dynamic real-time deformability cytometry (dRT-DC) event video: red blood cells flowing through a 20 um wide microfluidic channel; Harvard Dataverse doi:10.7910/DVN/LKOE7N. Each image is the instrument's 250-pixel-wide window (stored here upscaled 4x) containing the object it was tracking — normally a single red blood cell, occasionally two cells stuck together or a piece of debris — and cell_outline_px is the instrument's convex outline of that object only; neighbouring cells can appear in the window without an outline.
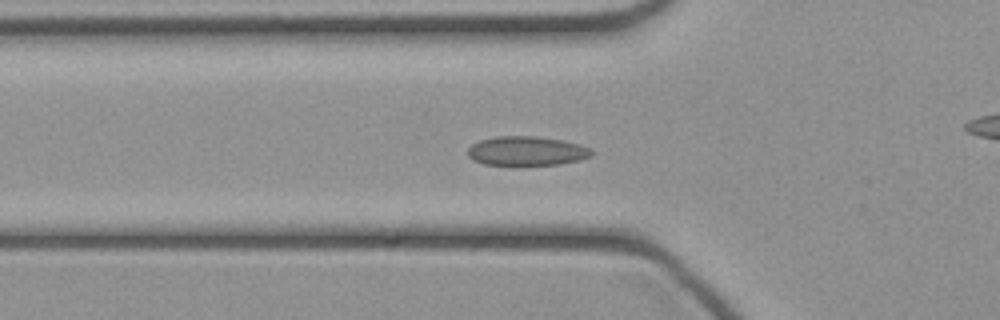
{"species": "common noctule bat (a hibernating species)", "species_latin": "Nyctalus noctula", "temperature_condition": "cold", "stored_images_in_passage": 45, "camera_frame_rate_fps": 3000, "um_per_image_px": 0.085, "animal": {"sex": "female", "body_mass_g": 21.9}, "frame": {"image": 1, "passage_image": 13, "time_ms": 4.0, "image_size_px": [1000, 320], "cell_outline_px": [[596, 152], [592, 156], [580, 160], [560, 164], [516, 168], [484, 164], [472, 160], [468, 156], [468, 148], [472, 144], [480, 140], [496, 136], [536, 136], [564, 140], [580, 144], [592, 148]], "centroid_in_image_um": [44.79, 12.88], "position_along_channel_um": 81.0, "area_um2": 22.31}}
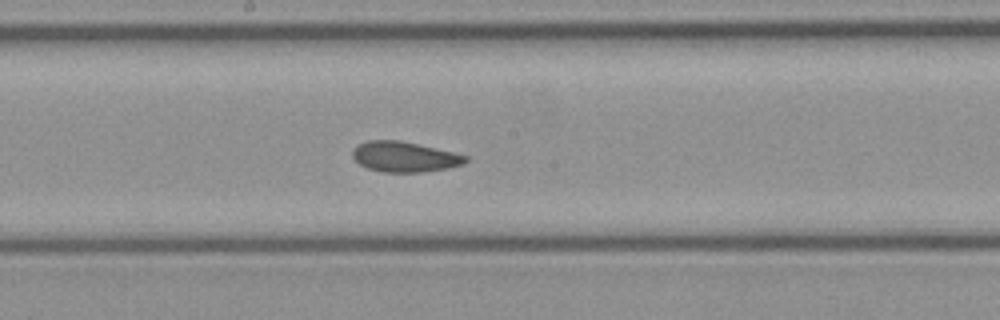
{"frame": {"image": 2, "passage_image": 22, "time_ms": 7.0, "image_size_px": [1000, 320], "cell_outline_px": [[468, 160], [464, 164], [448, 168], [420, 172], [384, 172], [368, 168], [360, 164], [352, 156], [352, 152], [360, 144], [368, 140], [400, 140], [452, 152], [468, 156]], "centroid_in_image_um": [34.4, 13.33], "position_along_channel_um": 213.8, "area_um2": 19.71}}
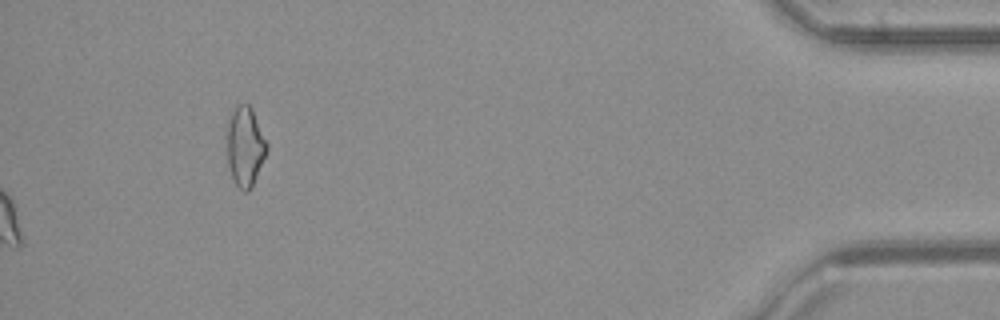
{"frame": {"image": 3, "passage_image": 45, "time_ms": 14.667, "image_size_px": [1000, 320], "cell_outline_px": [[268, 148], [252, 188], [248, 192], [244, 192], [236, 184], [232, 176], [228, 164], [228, 120], [236, 104], [248, 104], [252, 108], [268, 144]], "centroid_in_image_um": [20.85, 12.45], "position_along_channel_um": 414.3, "area_um2": 18.32}}